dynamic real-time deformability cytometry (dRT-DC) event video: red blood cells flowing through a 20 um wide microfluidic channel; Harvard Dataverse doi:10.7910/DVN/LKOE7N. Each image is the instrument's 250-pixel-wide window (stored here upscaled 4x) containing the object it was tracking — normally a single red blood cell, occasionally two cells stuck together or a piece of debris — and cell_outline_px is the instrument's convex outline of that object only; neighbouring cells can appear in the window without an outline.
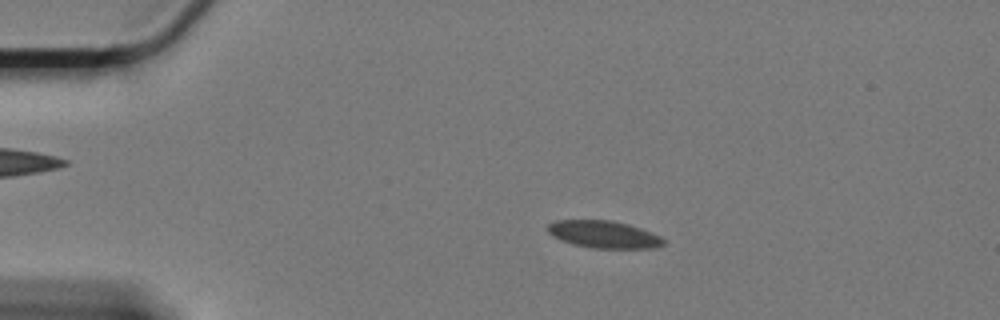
{"species": "Egyptian fruit bat (a non-hibernating species)", "species_latin": "Rousettus aegyptiacus", "temperature_condition": "cold", "stored_images_in_passage": 36, "camera_frame_rate_fps": 3000, "um_per_image_px": 0.085, "animal": {"sex": "female"}, "frame": {"image": 1, "passage_image": 12, "time_ms": 3.667, "image_size_px": [1000, 320], "cell_outline_px": [[668, 240], [664, 244], [656, 248], [596, 248], [576, 244], [552, 236], [548, 232], [548, 224], [556, 220], [612, 220], [628, 224], [640, 228], [660, 236]], "centroid_in_image_um": [51.38, 19.92], "position_along_channel_um": 33.6, "area_um2": 18.26}}
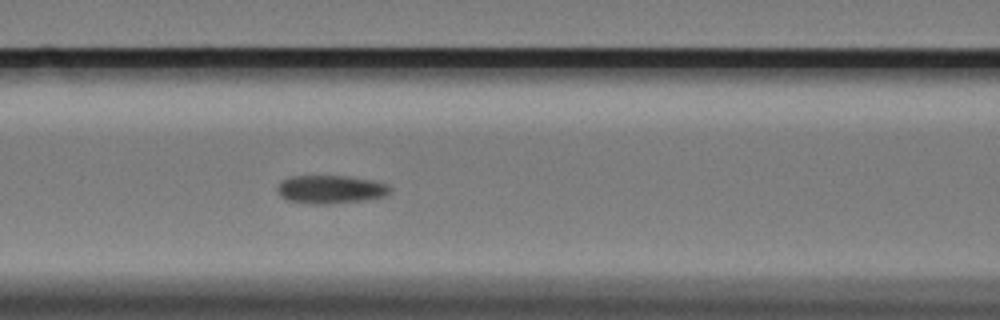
{"frame": {"image": 2, "passage_image": 26, "time_ms": 8.333, "image_size_px": [1000, 320], "cell_outline_px": [[392, 192], [384, 196], [364, 200], [328, 204], [308, 204], [284, 200], [280, 196], [276, 188], [284, 180], [292, 176], [348, 176], [372, 180], [388, 184], [392, 188]], "centroid_in_image_um": [28.11, 16.11], "position_along_channel_um": 138.5, "area_um2": 18.73}}
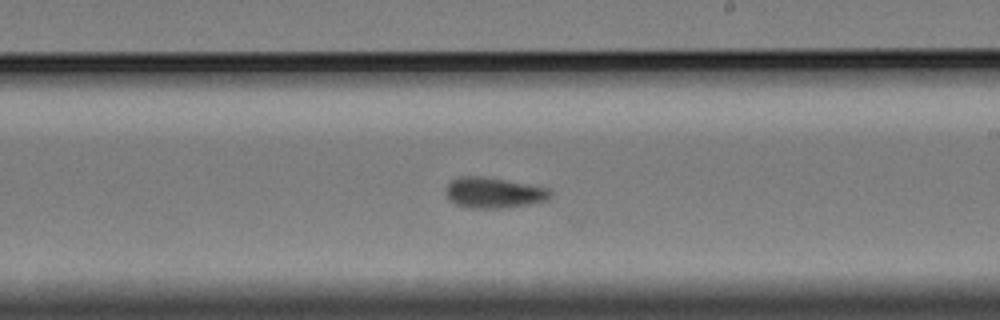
{"frame": {"image": 3, "passage_image": 36, "time_ms": 11.667, "image_size_px": [1000, 320], "cell_outline_px": [[552, 196], [548, 200], [528, 204], [500, 208], [468, 208], [456, 204], [448, 200], [444, 192], [448, 184], [452, 180], [460, 176], [480, 176], [504, 180], [548, 188], [552, 192]], "centroid_in_image_um": [41.93, 16.39], "position_along_channel_um": 247.1, "area_um2": 18.61}}